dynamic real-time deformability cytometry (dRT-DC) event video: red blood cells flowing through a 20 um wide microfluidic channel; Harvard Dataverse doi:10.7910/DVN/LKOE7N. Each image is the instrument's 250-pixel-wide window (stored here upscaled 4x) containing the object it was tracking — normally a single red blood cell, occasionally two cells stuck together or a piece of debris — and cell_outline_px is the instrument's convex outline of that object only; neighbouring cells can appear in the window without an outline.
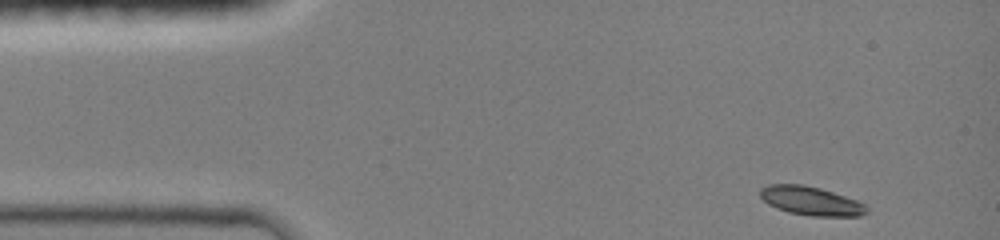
{"species": "common noctule bat (a hibernating species)", "species_latin": "Nyctalus noctula", "temperature_condition": "room temperature", "stored_images_in_passage": 40, "camera_frame_rate_fps": 3000, "um_per_image_px": 0.085, "animal": {"sex": "female", "body_mass_g": 19.0, "forearm_length_mm": 51.5}, "frame": {"image": 1, "passage_image": 1, "time_ms": 0.0, "image_size_px": [1000, 240], "cell_outline_px": [[868, 212], [860, 216], [812, 216], [788, 212], [776, 208], [768, 204], [760, 196], [760, 188], [768, 184], [800, 184], [820, 188], [856, 200], [864, 204], [868, 208]], "centroid_in_image_um": [68.91, 17.08], "position_along_channel_um": 16.1, "area_um2": 17.8}}
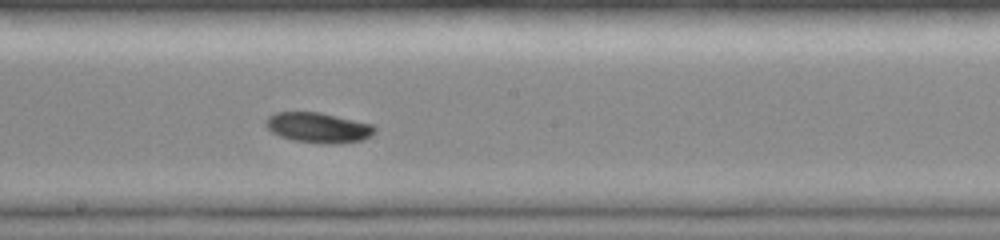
{"frame": {"image": 2, "passage_image": 22, "time_ms": 7.0, "image_size_px": [1000, 240], "cell_outline_px": [[376, 128], [372, 136], [364, 140], [336, 144], [328, 144], [292, 140], [280, 136], [272, 132], [264, 124], [264, 120], [268, 116], [276, 112], [320, 112], [372, 124]], "centroid_in_image_um": [27.05, 10.85], "position_along_channel_um": 221.2, "area_um2": 19.31}}
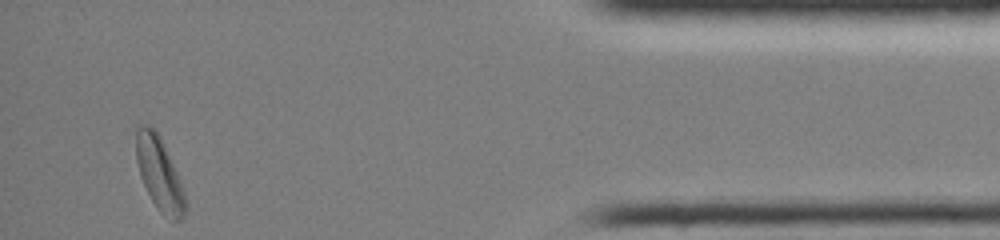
{"frame": {"image": 3, "passage_image": 40, "time_ms": 13.0, "image_size_px": [1000, 240], "cell_outline_px": [[188, 204], [184, 216], [180, 220], [172, 220], [164, 216], [156, 208], [140, 176], [136, 160], [136, 124], [144, 124], [152, 128], [160, 136], [176, 172], [188, 200]], "centroid_in_image_um": [13.55, 14.8], "position_along_channel_um": 421.6, "area_um2": 20.98}, "authors_computed_cell_mechanics": {"area_um2": 18.5249, "velocity_mm_per_s": 4.1507, "shape_relaxation_time_tau1_ms": 5.6951, "shape_relaxation_time_tau2_ms": null, "deformation_change_tau1": 0.1399, "deformation_change_tau2": null}}